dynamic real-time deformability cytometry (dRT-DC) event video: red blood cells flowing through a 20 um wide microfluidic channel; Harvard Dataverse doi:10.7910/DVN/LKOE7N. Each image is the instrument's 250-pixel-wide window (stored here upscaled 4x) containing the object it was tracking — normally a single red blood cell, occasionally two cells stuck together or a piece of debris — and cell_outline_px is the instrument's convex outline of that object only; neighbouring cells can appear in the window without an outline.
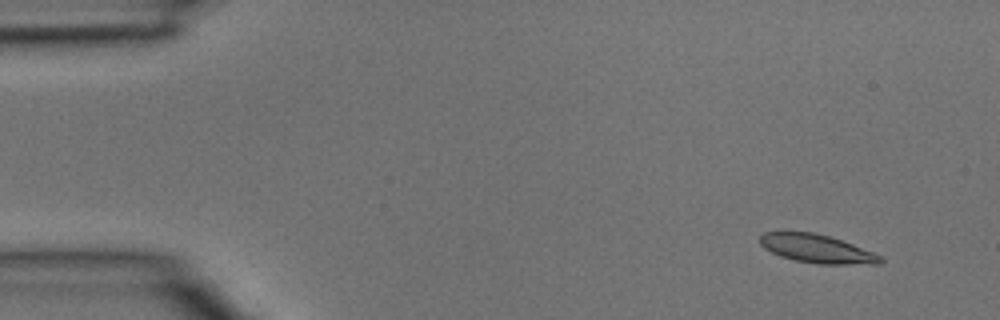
{"species": "common noctule bat (a hibernating species)", "species_latin": "Nyctalus noctula", "temperature_condition": "room temperature", "stored_images_in_passage": 3, "camera_frame_rate_fps": 3000, "um_per_image_px": 0.085, "animal": {"sex": "male", "body_mass_g": 15.6}, "frame": {"image": 1, "passage_image": 1, "time_ms": 0.0, "image_size_px": [1000, 320], "cell_outline_px": [[884, 260], [880, 264], [820, 264], [796, 260], [780, 256], [764, 248], [760, 244], [760, 236], [764, 232], [812, 232], [828, 236], [852, 244], [872, 252], [880, 256]], "centroid_in_image_um": [69.42, 21.15], "position_along_channel_um": 15.6, "area_um2": 19.65}}
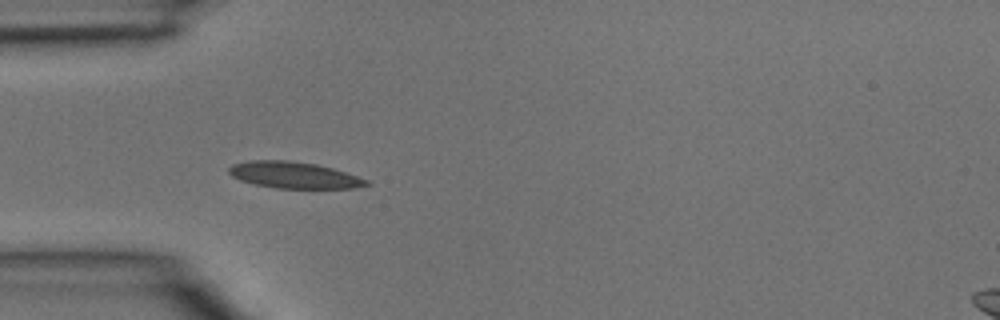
{"frame": {"image": 2, "passage_image": 3, "time_ms": 0.667, "image_size_px": [1000, 320], "cell_outline_px": [[372, 184], [352, 188], [276, 188], [256, 184], [240, 180], [232, 176], [228, 172], [228, 168], [232, 164], [248, 160], [288, 160], [316, 164], [332, 168], [368, 180]], "centroid_in_image_um": [24.96, 14.87], "position_along_channel_um": 60.0, "area_um2": 21.1}}